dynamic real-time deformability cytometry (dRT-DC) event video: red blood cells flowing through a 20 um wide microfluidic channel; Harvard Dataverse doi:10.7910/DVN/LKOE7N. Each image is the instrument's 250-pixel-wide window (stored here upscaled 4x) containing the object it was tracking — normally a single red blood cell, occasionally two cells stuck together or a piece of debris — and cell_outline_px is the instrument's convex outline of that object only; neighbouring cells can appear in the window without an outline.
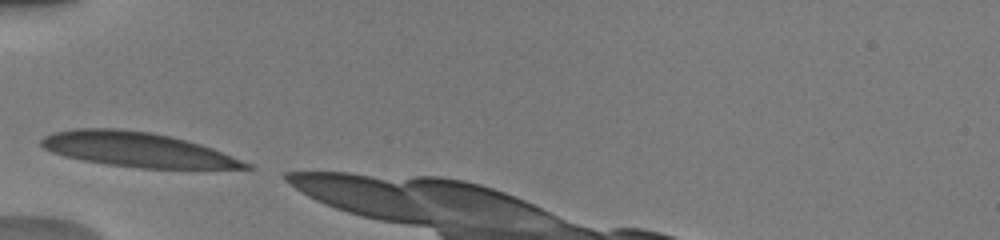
{"species": "human", "species_latin": "Homo sapiens", "temperature_condition": "warm", "stored_images_in_passage": 6, "camera_frame_rate_fps": 3000, "um_per_image_px": 0.085, "donor": {"sex": "male"}, "frame": {"image": 1, "passage_image": 1, "time_ms": 0.0, "image_size_px": [1000, 240], "cell_outline_px": [[252, 168], [140, 168], [108, 164], [84, 160], [64, 156], [52, 152], [44, 148], [40, 144], [40, 140], [44, 136], [56, 132], [76, 128], [116, 128], [152, 132], [172, 136], [200, 144], [212, 148], [252, 164]], "centroid_in_image_um": [11.65, 12.7], "position_along_channel_um": 73.4, "area_um2": 40.86}}
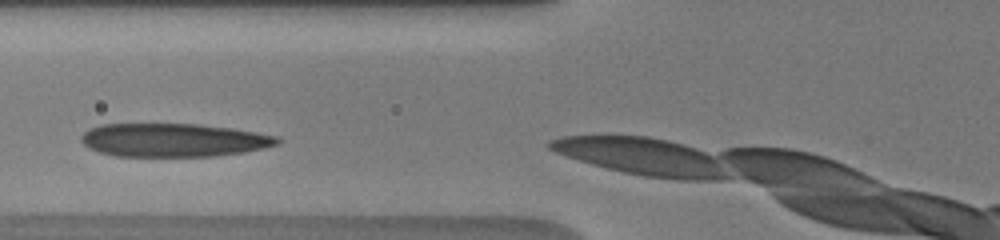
{"frame": {"image": 2, "passage_image": 4, "time_ms": 1.0, "image_size_px": [1000, 240], "cell_outline_px": [[284, 140], [280, 144], [244, 152], [212, 156], [116, 156], [100, 152], [88, 148], [80, 140], [80, 136], [88, 128], [100, 124], [200, 124], [232, 128], [256, 132], [276, 136]], "centroid_in_image_um": [14.74, 11.9], "position_along_channel_um": 111.1, "area_um2": 38.38}}